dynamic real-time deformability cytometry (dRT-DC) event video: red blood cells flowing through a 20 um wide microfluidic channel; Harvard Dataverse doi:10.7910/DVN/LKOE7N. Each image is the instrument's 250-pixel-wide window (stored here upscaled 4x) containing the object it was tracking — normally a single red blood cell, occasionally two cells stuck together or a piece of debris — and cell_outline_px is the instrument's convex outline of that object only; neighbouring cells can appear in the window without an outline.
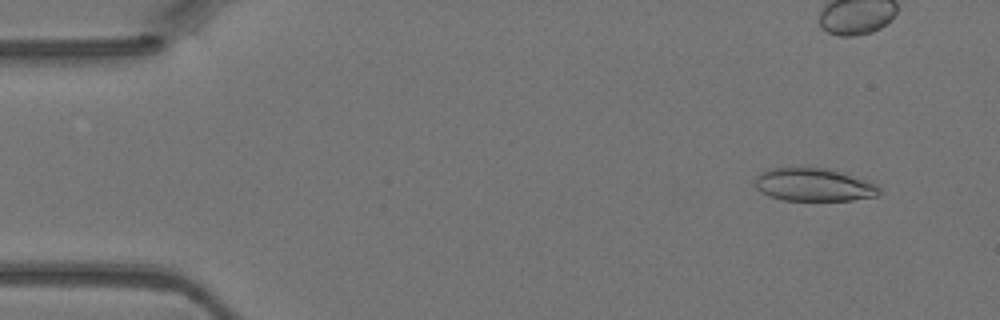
{"species": "Egyptian fruit bat (a non-hibernating species)", "species_latin": "Rousettus aegyptiacus", "temperature_condition": "warm", "stored_images_in_passage": 11, "camera_frame_rate_fps": 3000, "um_per_image_px": 0.085, "animal": {"sex": "female"}, "frame": {"image": 1, "passage_image": 4, "time_ms": 1.0, "image_size_px": [1000, 320], "cell_outline_px": [[880, 192], [876, 196], [852, 200], [784, 200], [768, 196], [760, 192], [756, 188], [756, 176], [760, 172], [768, 168], [824, 168], [864, 180], [876, 184], [880, 188]], "centroid_in_image_um": [69.11, 15.72], "position_along_channel_um": 15.9, "area_um2": 23.52}}